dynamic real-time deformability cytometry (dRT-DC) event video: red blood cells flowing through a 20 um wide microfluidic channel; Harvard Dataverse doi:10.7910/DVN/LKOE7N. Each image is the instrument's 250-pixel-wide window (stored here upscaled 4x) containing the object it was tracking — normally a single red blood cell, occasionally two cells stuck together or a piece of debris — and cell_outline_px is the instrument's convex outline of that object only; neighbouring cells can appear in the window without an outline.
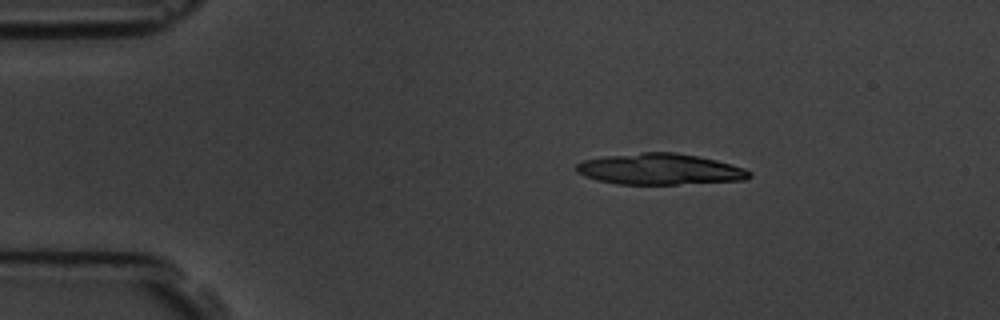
{"species": "common noctule bat (a hibernating species)", "species_latin": "Nyctalus noctula", "temperature_condition": "room temperature", "stored_images_in_passage": 16, "camera_frame_rate_fps": 3000, "um_per_image_px": 0.085, "animal": {"sex": "male", "body_mass_g": 19.5, "forearm_length_mm": 54.6}, "frame": {"image": 1, "passage_image": 3, "time_ms": 0.667, "image_size_px": [1000, 320], "cell_outline_px": [[752, 176], [744, 180], [676, 184], [616, 184], [596, 180], [584, 176], [576, 172], [576, 164], [584, 160], [604, 156], [640, 152], [676, 152], [716, 160], [732, 164], [744, 168], [752, 172]], "centroid_in_image_um": [56.07, 14.38], "position_along_channel_um": 28.9, "area_um2": 31.44}}
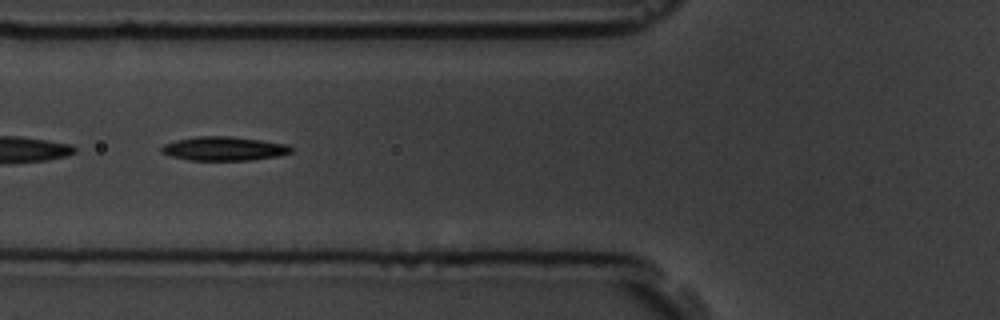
{"frame": {"image": 2, "passage_image": 15, "time_ms": 4.667, "image_size_px": [1000, 320], "cell_outline_px": [[296, 148], [292, 152], [276, 156], [252, 160], [188, 160], [172, 156], [160, 152], [160, 148], [164, 144], [176, 140], [196, 136], [228, 136], [260, 140], [288, 144]], "centroid_in_image_um": [19.05, 12.63], "position_along_channel_um": 106.7, "area_um2": 18.15}}